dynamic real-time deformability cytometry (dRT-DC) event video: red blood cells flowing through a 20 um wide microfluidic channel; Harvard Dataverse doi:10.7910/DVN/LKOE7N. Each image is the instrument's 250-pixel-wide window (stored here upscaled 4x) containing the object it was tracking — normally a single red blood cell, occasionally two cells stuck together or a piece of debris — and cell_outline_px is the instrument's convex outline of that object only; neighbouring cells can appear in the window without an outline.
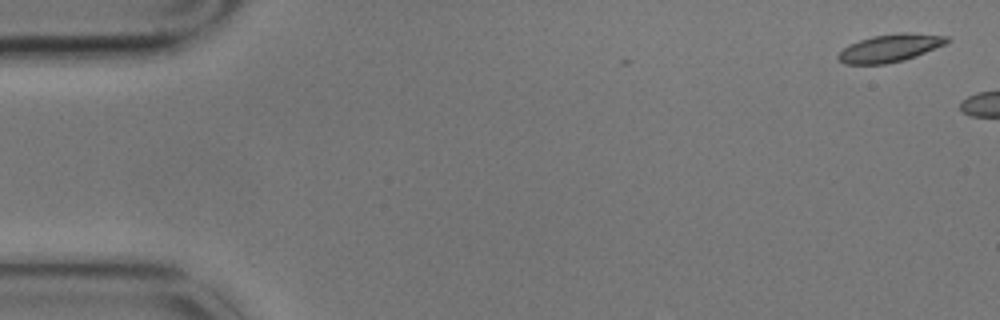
{"species": "common noctule bat (a hibernating species)", "species_latin": "Nyctalus noctula", "temperature_condition": "cold", "stored_images_in_passage": 6, "camera_frame_rate_fps": 3000, "um_per_image_px": 0.085, "animal": {"sex": "male", "body_mass_g": 17.9}, "frame": {"image": 1, "passage_image": 1, "time_ms": 0.0, "image_size_px": [1000, 320], "cell_outline_px": [[952, 40], [948, 44], [916, 56], [904, 60], [884, 64], [844, 64], [836, 56], [848, 44], [872, 36], [900, 32], [908, 32], [948, 36]], "centroid_in_image_um": [75.71, 4.07], "position_along_channel_um": 9.3, "area_um2": 17.8}}